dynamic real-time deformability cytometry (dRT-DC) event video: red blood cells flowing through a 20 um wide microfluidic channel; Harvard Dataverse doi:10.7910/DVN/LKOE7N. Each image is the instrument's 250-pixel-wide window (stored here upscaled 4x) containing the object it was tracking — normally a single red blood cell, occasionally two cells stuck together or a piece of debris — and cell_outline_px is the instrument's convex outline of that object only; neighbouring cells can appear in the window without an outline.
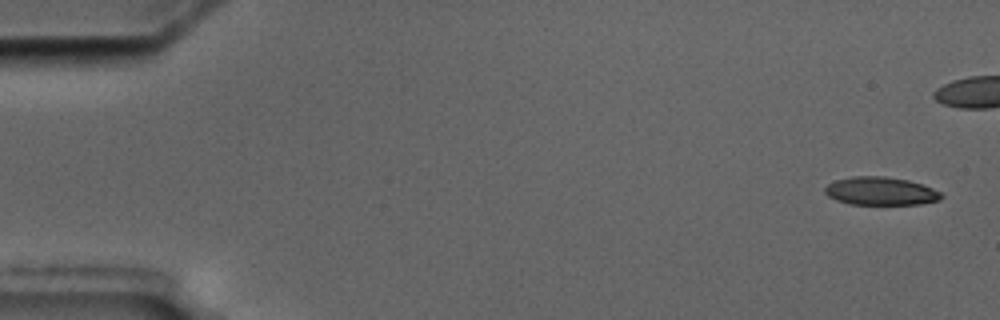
{"species": "common noctule bat (a hibernating species)", "species_latin": "Nyctalus noctula", "temperature_condition": "cold", "stored_images_in_passage": 7, "camera_frame_rate_fps": 3000, "um_per_image_px": 0.085, "animal": {"sex": "male", "body_mass_g": 17.5, "forearm_length_mm": 52.3}, "frame": {"image": 1, "passage_image": 1, "time_ms": 0.0, "image_size_px": [1000, 320], "cell_outline_px": [[944, 196], [940, 200], [920, 204], [848, 204], [836, 200], [828, 196], [824, 192], [824, 188], [828, 184], [836, 180], [852, 176], [884, 176], [908, 180], [932, 188], [940, 192]], "centroid_in_image_um": [74.84, 16.24], "position_along_channel_um": 10.2, "area_um2": 19.07}}